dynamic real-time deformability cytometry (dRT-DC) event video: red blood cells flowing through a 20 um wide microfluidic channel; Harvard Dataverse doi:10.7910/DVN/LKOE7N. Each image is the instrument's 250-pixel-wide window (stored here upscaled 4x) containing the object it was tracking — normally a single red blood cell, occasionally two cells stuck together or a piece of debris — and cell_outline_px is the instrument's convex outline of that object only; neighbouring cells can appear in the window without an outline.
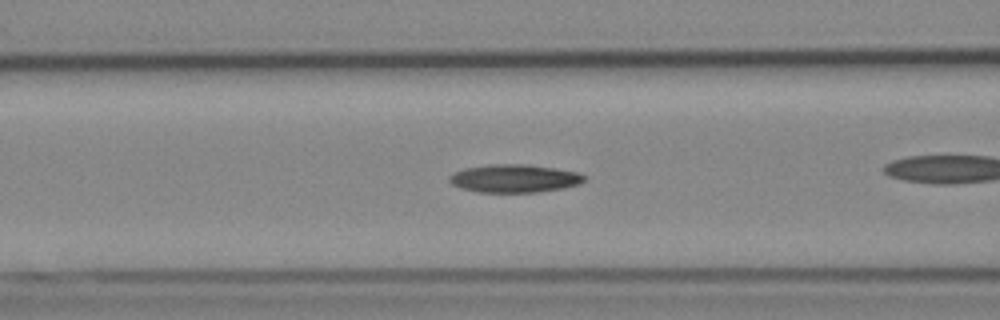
{"species": "Egyptian fruit bat (a non-hibernating species)", "species_latin": "Rousettus aegyptiacus", "temperature_condition": "cold", "stored_images_in_passage": 31, "camera_frame_rate_fps": 3000, "um_per_image_px": 0.085, "animal": {"sex": "female"}, "frame": {"image": 1, "passage_image": 10, "time_ms": 3.0, "image_size_px": [1000, 320], "cell_outline_px": [[584, 180], [580, 184], [564, 188], [536, 192], [480, 192], [460, 188], [452, 184], [448, 180], [448, 176], [452, 172], [464, 168], [488, 164], [528, 164], [556, 168], [580, 172], [584, 176]], "centroid_in_image_um": [43.7, 15.15], "position_along_channel_um": 122.9, "area_um2": 22.31}}